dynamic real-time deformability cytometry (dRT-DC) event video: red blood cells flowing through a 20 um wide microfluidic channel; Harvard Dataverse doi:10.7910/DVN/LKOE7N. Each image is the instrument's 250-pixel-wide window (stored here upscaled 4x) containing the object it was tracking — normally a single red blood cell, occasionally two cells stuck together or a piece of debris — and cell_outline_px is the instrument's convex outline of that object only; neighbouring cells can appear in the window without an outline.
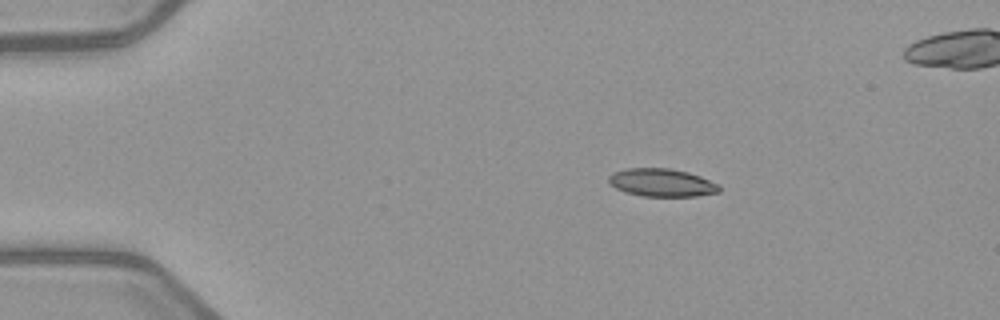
{"species": "common noctule bat (a hibernating species)", "species_latin": "Nyctalus noctula", "temperature_condition": "warm", "stored_images_in_passage": 4, "camera_frame_rate_fps": 3000, "um_per_image_px": 0.085, "animal": {"sex": "female", "body_mass_g": 21.9}, "frame": {"image": 1, "passage_image": 2, "time_ms": 1.333, "image_size_px": [1000, 320], "cell_outline_px": [[720, 192], [696, 196], [644, 196], [624, 192], [616, 188], [608, 180], [608, 176], [612, 172], [624, 168], [668, 168], [688, 172], [700, 176], [716, 184], [720, 188]], "centroid_in_image_um": [56.21, 15.52], "position_along_channel_um": 28.8, "area_um2": 17.92}}